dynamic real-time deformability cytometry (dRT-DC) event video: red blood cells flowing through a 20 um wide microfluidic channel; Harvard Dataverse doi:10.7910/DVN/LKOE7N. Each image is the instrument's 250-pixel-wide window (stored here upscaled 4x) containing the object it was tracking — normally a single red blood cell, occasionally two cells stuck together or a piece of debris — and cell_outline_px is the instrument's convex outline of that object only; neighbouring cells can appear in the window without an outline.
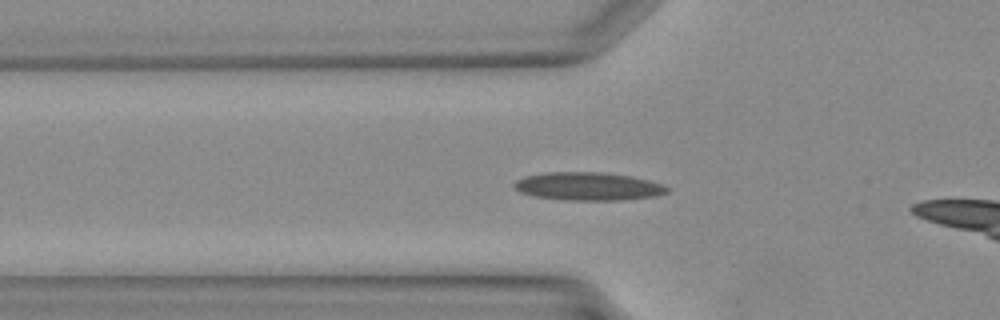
{"species": "Egyptian fruit bat (a non-hibernating species)", "species_latin": "Rousettus aegyptiacus", "temperature_condition": "warm", "stored_images_in_passage": 18, "camera_frame_rate_fps": 3000, "um_per_image_px": 0.085, "animal": {"sex": "female"}, "frame": {"image": 1, "passage_image": 3, "time_ms": 0.667, "image_size_px": [1000, 320], "cell_outline_px": [[672, 188], [668, 192], [656, 196], [624, 200], [568, 200], [532, 196], [520, 192], [512, 184], [516, 180], [524, 176], [544, 172], [600, 172], [628, 176], [648, 180], [664, 184]], "centroid_in_image_um": [50.0, 15.84], "position_along_channel_um": 75.8, "area_um2": 25.2}}
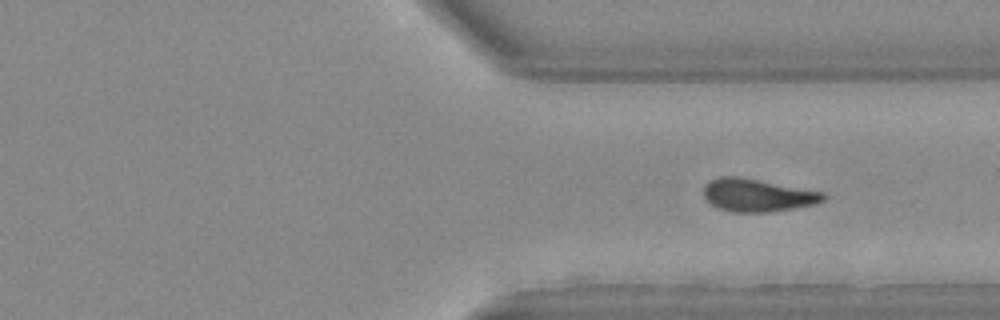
{"frame": {"image": 2, "passage_image": 18, "time_ms": 5.667, "image_size_px": [1000, 320], "cell_outline_px": [[828, 196], [824, 200], [816, 204], [796, 208], [768, 212], [732, 212], [716, 208], [704, 196], [704, 184], [708, 180], [720, 176], [736, 176], [824, 192]], "centroid_in_image_um": [64.38, 16.6], "position_along_channel_um": 347.0, "area_um2": 22.95}}